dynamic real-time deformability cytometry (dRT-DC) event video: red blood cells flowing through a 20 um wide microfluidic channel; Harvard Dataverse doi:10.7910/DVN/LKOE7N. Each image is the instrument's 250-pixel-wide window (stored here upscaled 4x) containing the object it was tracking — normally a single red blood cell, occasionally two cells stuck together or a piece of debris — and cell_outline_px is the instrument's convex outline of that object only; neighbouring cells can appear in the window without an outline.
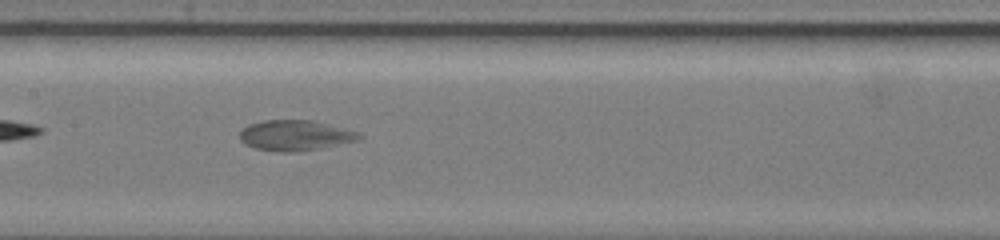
{"species": "common noctule bat (a hibernating species)", "species_latin": "Nyctalus noctula", "temperature_condition": "warm", "stored_images_in_passage": 21, "camera_frame_rate_fps": 3000, "um_per_image_px": 0.085, "animal": {"sex": "female", "body_mass_g": 19.5, "forearm_length_mm": 54.1}, "frame": {"image": 1, "passage_image": 18, "time_ms": 5.667, "image_size_px": [1000, 240], "cell_outline_px": [[364, 136], [360, 140], [320, 148], [292, 152], [280, 152], [256, 148], [244, 144], [240, 140], [240, 132], [248, 124], [264, 120], [312, 120], [356, 132]], "centroid_in_image_um": [25.07, 11.51], "position_along_channel_um": 182.3, "area_um2": 20.98}}